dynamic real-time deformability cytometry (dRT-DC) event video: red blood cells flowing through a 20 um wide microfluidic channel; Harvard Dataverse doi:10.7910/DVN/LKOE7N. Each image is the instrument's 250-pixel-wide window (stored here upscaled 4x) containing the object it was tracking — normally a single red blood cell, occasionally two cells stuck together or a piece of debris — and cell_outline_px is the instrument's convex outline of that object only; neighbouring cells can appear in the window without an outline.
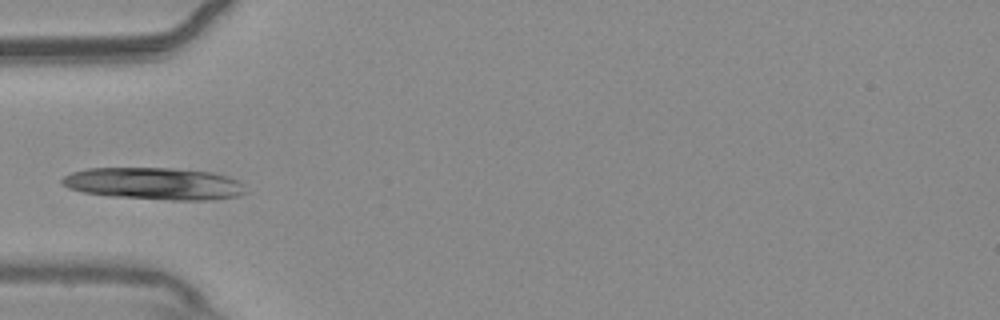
{"species": "common noctule bat (a hibernating species)", "species_latin": "Nyctalus noctula", "temperature_condition": "warm", "stored_images_in_passage": 35, "camera_frame_rate_fps": 3000, "um_per_image_px": 0.085, "animal": {"sex": "male", "body_mass_g": 20.4}, "frame": {"image": 1, "passage_image": 1, "time_ms": 0.0, "image_size_px": [1000, 320], "cell_outline_px": [[248, 192], [236, 196], [212, 200], [172, 200], [108, 196], [84, 192], [68, 188], [60, 184], [60, 180], [64, 176], [72, 172], [88, 168], [172, 168], [212, 172], [228, 176], [244, 184]], "centroid_in_image_um": [13.12, 15.61], "position_along_channel_um": 71.9, "area_um2": 34.56}}
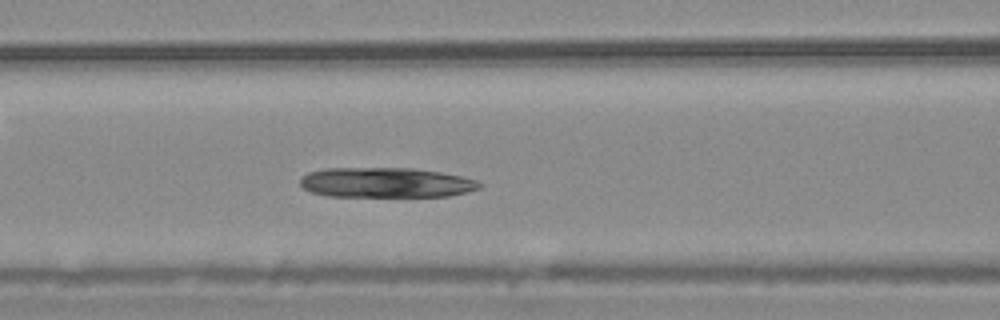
{"frame": {"image": 2, "passage_image": 6, "time_ms": 1.667, "image_size_px": [1000, 320], "cell_outline_px": [[484, 184], [480, 188], [468, 192], [448, 196], [328, 196], [312, 192], [304, 188], [300, 184], [300, 176], [308, 172], [324, 168], [412, 168], [440, 172], [460, 176], [476, 180]], "centroid_in_image_um": [32.79, 15.51], "position_along_channel_um": 133.8, "area_um2": 31.44}}
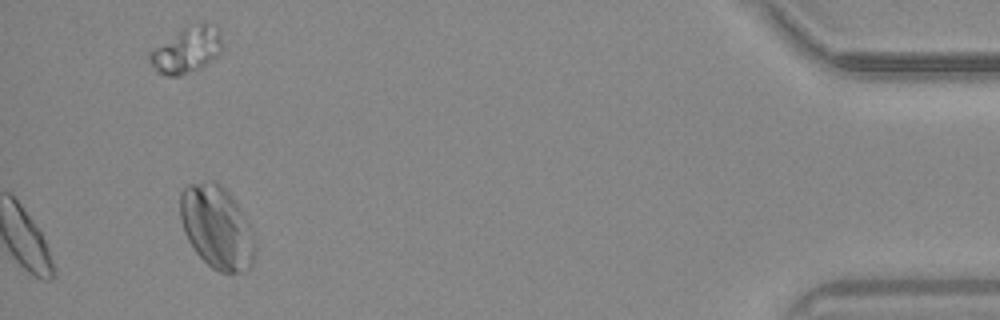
{"frame": {"image": 3, "passage_image": 35, "time_ms": 11.333, "image_size_px": [1000, 320], "cell_outline_px": [[256, 248], [252, 268], [248, 272], [220, 272], [212, 268], [196, 252], [188, 240], [184, 232], [180, 220], [180, 192], [188, 184], [212, 180], [220, 184], [228, 192], [244, 216], [256, 240]], "centroid_in_image_um": [18.43, 19.34], "position_along_channel_um": 416.8, "area_um2": 36.36}}